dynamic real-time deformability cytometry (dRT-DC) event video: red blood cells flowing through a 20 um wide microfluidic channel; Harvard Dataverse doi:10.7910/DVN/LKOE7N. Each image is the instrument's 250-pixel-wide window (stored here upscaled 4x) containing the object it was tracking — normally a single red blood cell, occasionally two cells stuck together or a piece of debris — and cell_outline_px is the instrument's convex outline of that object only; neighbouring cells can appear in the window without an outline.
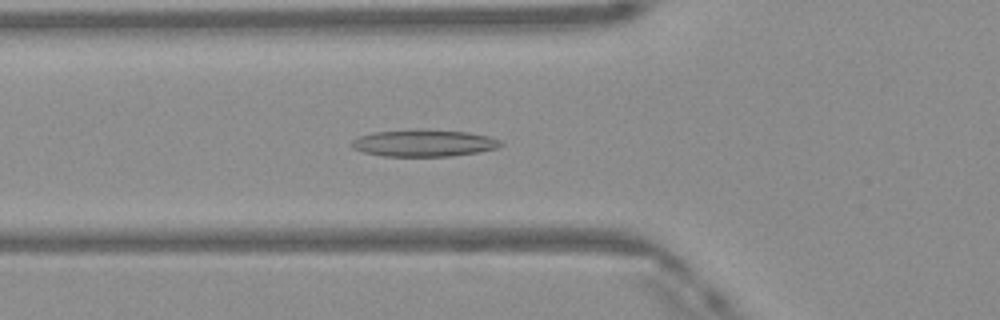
{"species": "Egyptian fruit bat (a non-hibernating species)", "species_latin": "Rousettus aegyptiacus", "temperature_condition": "warm", "stored_images_in_passage": 48, "camera_frame_rate_fps": 3000, "um_per_image_px": 0.085, "frame": {"image": 1, "passage_image": 16, "time_ms": 5.0, "image_size_px": [1000, 320], "cell_outline_px": [[504, 144], [496, 148], [480, 152], [452, 156], [384, 156], [364, 152], [352, 148], [352, 140], [360, 136], [372, 132], [468, 132], [488, 136], [500, 140]], "centroid_in_image_um": [36.06, 12.21], "position_along_channel_um": 89.7, "area_um2": 22.25}}
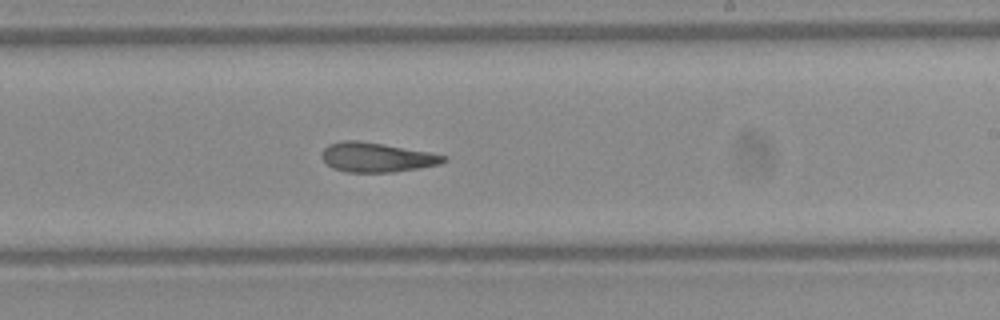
{"frame": {"image": 2, "passage_image": 28, "time_ms": 9.0, "image_size_px": [1000, 320], "cell_outline_px": [[448, 160], [440, 164], [420, 168], [392, 172], [344, 172], [332, 168], [320, 156], [324, 148], [328, 144], [344, 140], [356, 140], [384, 144], [428, 152], [448, 156]], "centroid_in_image_um": [32.01, 13.37], "position_along_channel_um": 257.0, "area_um2": 20.98}}
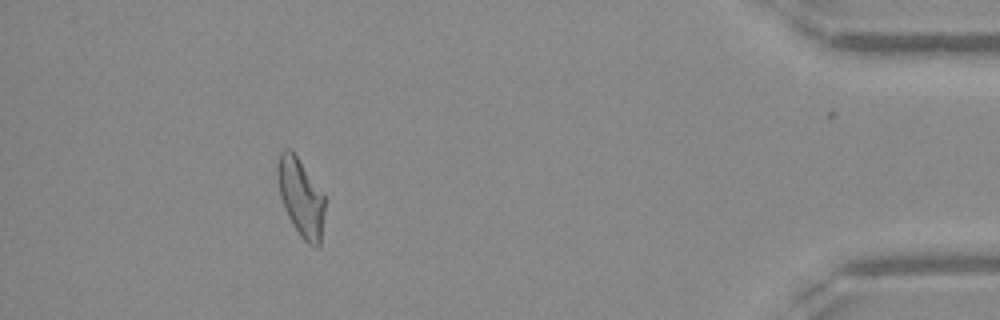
{"frame": {"image": 3, "passage_image": 43, "time_ms": 14.0, "image_size_px": [1000, 320], "cell_outline_px": [[324, 212], [320, 248], [316, 248], [308, 244], [300, 236], [292, 224], [284, 208], [280, 196], [276, 176], [276, 164], [280, 152], [284, 148], [288, 148], [296, 156], [324, 196]], "centroid_in_image_um": [25.54, 16.82], "position_along_channel_um": 409.7, "area_um2": 21.33}, "authors_computed_cell_mechanics": {"area_um2": 22.0507, "velocity_mm_per_s": 4.1672, "shape_relaxation_time_tau1_ms": null, "shape_relaxation_time_tau2_ms": 3.8308, "deformation_change_tau1": null, "deformation_change_tau2": 0.1393}}